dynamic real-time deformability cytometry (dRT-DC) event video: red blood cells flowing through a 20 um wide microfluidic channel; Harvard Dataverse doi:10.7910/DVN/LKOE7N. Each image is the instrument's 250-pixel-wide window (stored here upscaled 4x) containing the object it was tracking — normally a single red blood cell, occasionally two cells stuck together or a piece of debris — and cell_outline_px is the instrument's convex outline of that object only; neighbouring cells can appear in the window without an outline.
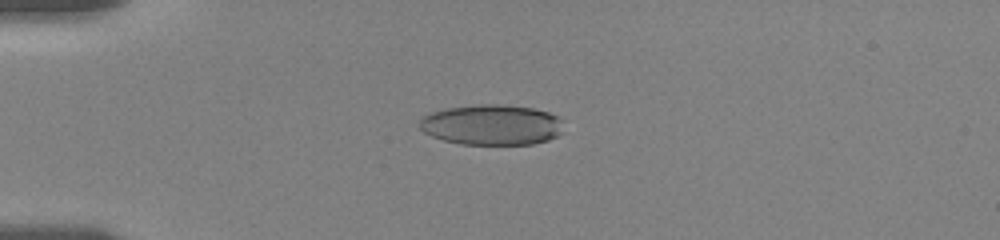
{"species": "human", "species_latin": "Homo sapiens", "temperature_condition": "room temperature", "stored_images_in_passage": 14, "camera_frame_rate_fps": 3000, "um_per_image_px": 0.085, "donor": {"sex": "female"}, "frame": {"image": 1, "passage_image": 10, "time_ms": 4.667, "image_size_px": [1000, 240], "cell_outline_px": [[564, 132], [548, 140], [532, 144], [460, 144], [444, 140], [432, 136], [424, 132], [420, 128], [420, 120], [424, 116], [432, 112], [444, 108], [480, 104], [500, 104], [532, 108], [548, 112], [556, 116], [560, 120]], "centroid_in_image_um": [41.8, 10.61], "position_along_channel_um": 43.2, "area_um2": 33.93}}
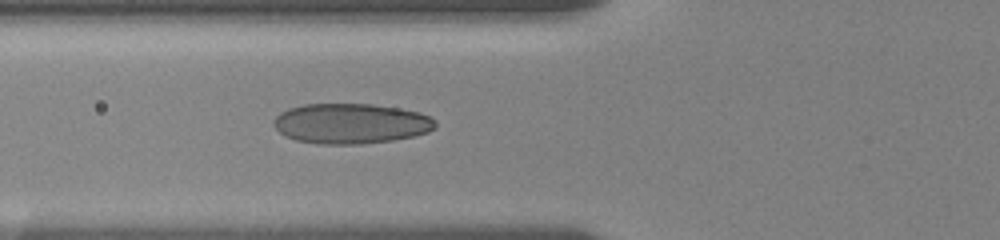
{"frame": {"image": 2, "passage_image": 14, "time_ms": 7.0, "image_size_px": [1000, 240], "cell_outline_px": [[436, 128], [428, 132], [416, 136], [392, 140], [360, 144], [320, 144], [296, 140], [284, 136], [272, 124], [272, 120], [280, 112], [288, 108], [304, 104], [372, 104], [400, 108], [420, 112], [436, 120]], "centroid_in_image_um": [29.82, 10.5], "position_along_channel_um": 96.0, "area_um2": 38.21}}